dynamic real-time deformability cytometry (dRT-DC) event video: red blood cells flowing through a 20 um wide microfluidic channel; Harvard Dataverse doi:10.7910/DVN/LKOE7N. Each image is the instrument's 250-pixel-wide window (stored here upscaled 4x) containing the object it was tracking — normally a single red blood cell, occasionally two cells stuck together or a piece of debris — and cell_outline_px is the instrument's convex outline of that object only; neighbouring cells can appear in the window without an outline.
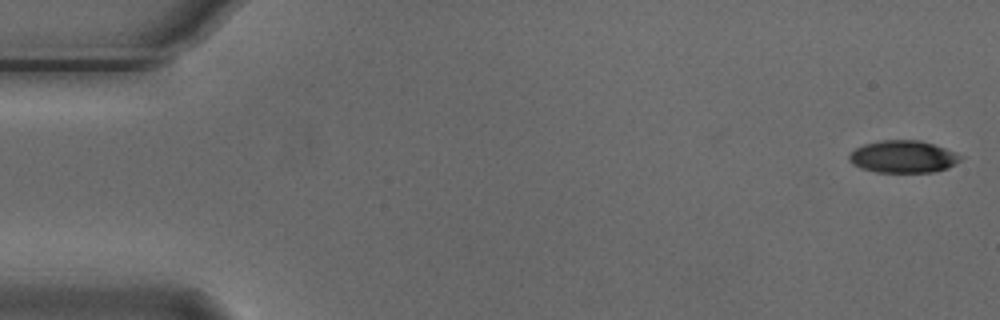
{"species": "Egyptian fruit bat (a non-hibernating species)", "species_latin": "Rousettus aegyptiacus", "temperature_condition": "cold", "stored_images_in_passage": 5, "camera_frame_rate_fps": 3000, "um_per_image_px": 0.085, "animal": {"sex": "male"}, "frame": {"image": 1, "passage_image": 1, "time_ms": 0.0, "image_size_px": [1000, 320], "cell_outline_px": [[964, 156], [960, 160], [948, 168], [932, 172], [876, 172], [860, 168], [852, 164], [848, 160], [848, 156], [856, 148], [864, 144], [880, 140], [920, 140], [956, 152]], "centroid_in_image_um": [76.76, 13.32], "position_along_channel_um": 8.2, "area_um2": 20.98}}
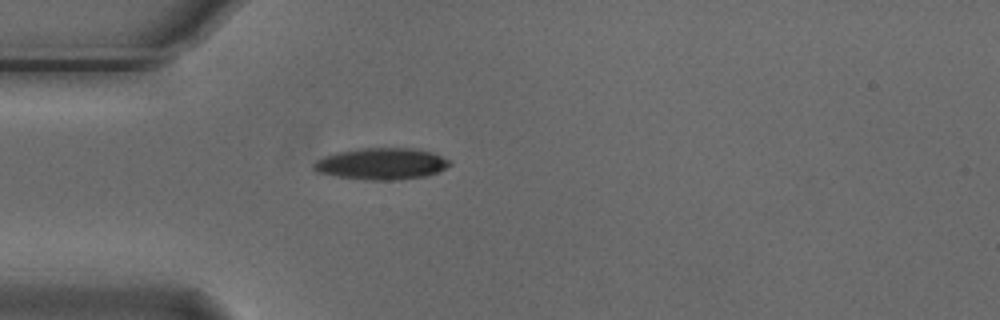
{"frame": {"image": 2, "passage_image": 5, "time_ms": 1.333, "image_size_px": [1000, 320], "cell_outline_px": [[452, 164], [440, 172], [428, 176], [396, 180], [364, 180], [336, 176], [316, 172], [312, 168], [312, 164], [316, 160], [324, 156], [336, 152], [360, 148], [416, 148], [432, 152], [448, 160]], "centroid_in_image_um": [32.42, 13.93], "position_along_channel_um": 52.6, "area_um2": 25.37}}